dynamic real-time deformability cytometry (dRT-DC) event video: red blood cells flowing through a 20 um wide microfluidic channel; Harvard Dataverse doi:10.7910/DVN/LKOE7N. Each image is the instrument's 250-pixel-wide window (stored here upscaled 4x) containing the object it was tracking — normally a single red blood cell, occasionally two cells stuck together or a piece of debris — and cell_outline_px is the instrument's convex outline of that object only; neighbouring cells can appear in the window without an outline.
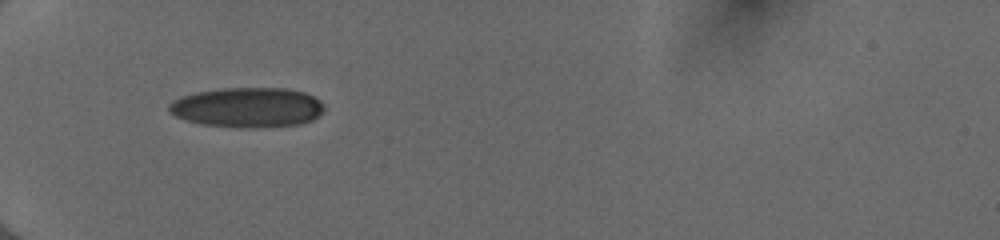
{"species": "human", "species_latin": "Homo sapiens", "temperature_condition": "cold", "stored_images_in_passage": 34, "camera_frame_rate_fps": 3000, "um_per_image_px": 0.085, "donor": {"sex": "female"}, "frame": {"image": 1, "passage_image": 1, "time_ms": 0.0, "image_size_px": [1000, 240], "cell_outline_px": [[324, 112], [320, 116], [312, 120], [300, 124], [252, 128], [204, 124], [188, 120], [176, 116], [168, 112], [168, 104], [172, 100], [180, 96], [196, 92], [224, 88], [288, 88], [304, 92], [320, 100], [324, 104]], "centroid_in_image_um": [21.06, 9.12], "position_along_channel_um": 63.9, "area_um2": 36.18}}
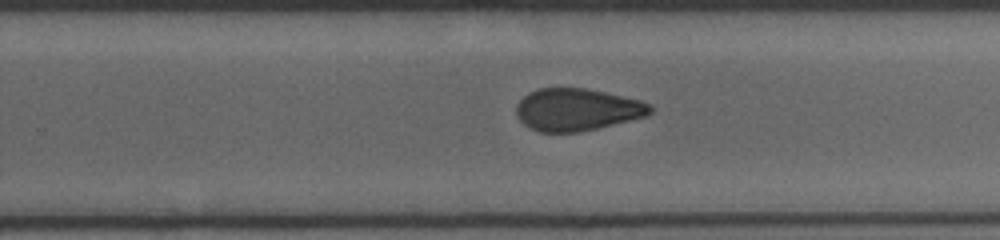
{"frame": {"image": 2, "passage_image": 18, "time_ms": 5.667, "image_size_px": [1000, 240], "cell_outline_px": [[652, 112], [644, 116], [596, 128], [576, 132], [540, 132], [528, 128], [516, 116], [516, 104], [528, 92], [540, 88], [584, 88], [604, 92], [640, 100], [652, 104]], "centroid_in_image_um": [49.0, 9.31], "position_along_channel_um": 280.8, "area_um2": 32.77}}
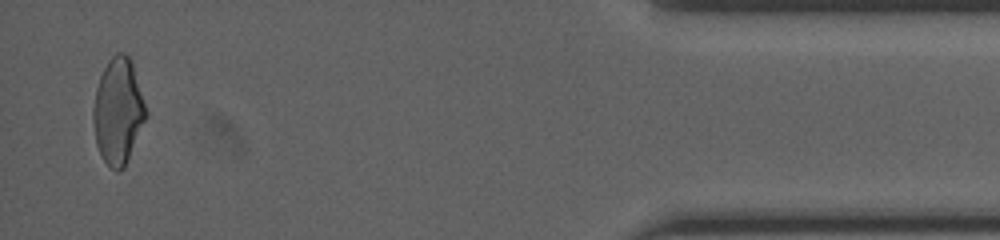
{"frame": {"image": 3, "passage_image": 33, "time_ms": 10.667, "image_size_px": [1000, 240], "cell_outline_px": [[148, 116], [124, 168], [120, 172], [116, 172], [104, 160], [96, 144], [92, 120], [92, 108], [96, 88], [100, 76], [108, 60], [116, 52], [124, 52], [132, 60], [148, 112]], "centroid_in_image_um": [10.05, 9.44], "position_along_channel_um": 425.2, "area_um2": 32.95}, "authors_computed_cell_mechanics": {"area_um2": 33.7841, "velocity_mm_per_s": 4.0551, "shape_relaxation_time_tau1_ms": null, "shape_relaxation_time_tau2_ms": 2.3581, "deformation_change_tau1": null, "deformation_change_tau2": 0.0786}}